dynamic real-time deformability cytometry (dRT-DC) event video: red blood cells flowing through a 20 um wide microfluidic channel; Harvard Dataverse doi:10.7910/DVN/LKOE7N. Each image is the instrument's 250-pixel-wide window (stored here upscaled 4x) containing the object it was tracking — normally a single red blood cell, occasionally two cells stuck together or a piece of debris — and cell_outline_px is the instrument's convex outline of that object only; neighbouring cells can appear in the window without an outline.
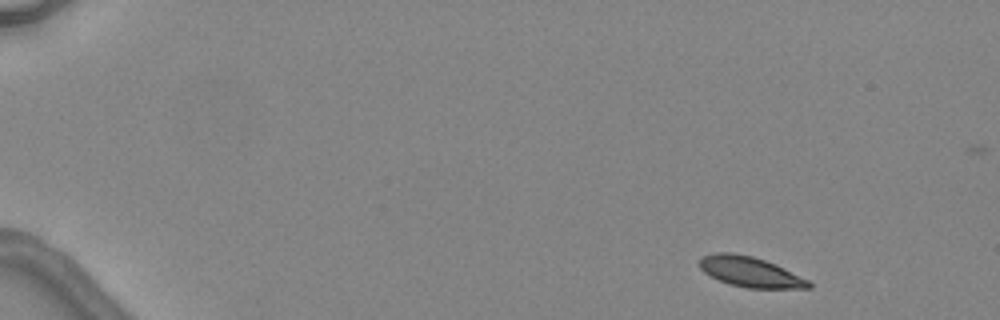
{"species": "common noctule bat (a hibernating species)", "species_latin": "Nyctalus noctula", "temperature_condition": "warm", "stored_images_in_passage": 5, "segment_of_instrument_passage": [1, 2], "camera_frame_rate_fps": 3000, "um_per_image_px": 0.085, "animal": {"sex": "female", "body_mass_g": 24.6, "forearm_length_mm": 56.2}, "frame": {"image": 1, "passage_image": 1, "time_ms": 0.0, "image_size_px": [1000, 320], "cell_outline_px": [[812, 288], [744, 288], [728, 284], [704, 272], [700, 268], [700, 260], [704, 256], [716, 252], [732, 252], [752, 256], [776, 264], [808, 280], [812, 284]], "centroid_in_image_um": [63.77, 23.11], "position_along_channel_um": 21.2, "area_um2": 19.13}}
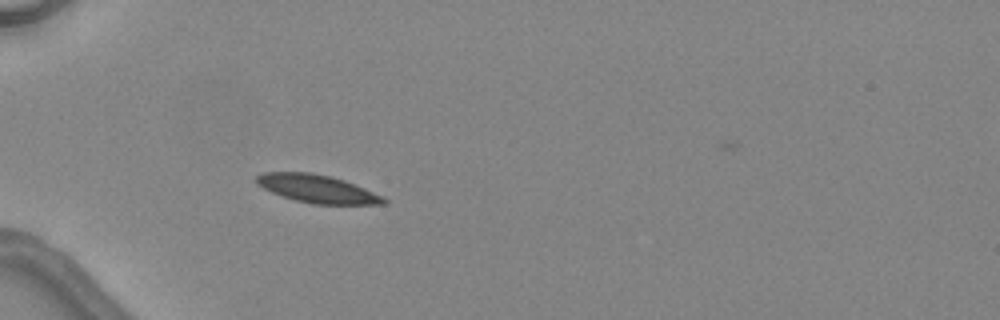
{"frame": {"image": 2, "passage_image": 4, "time_ms": 3.667, "image_size_px": [1000, 320], "cell_outline_px": [[388, 204], [312, 204], [296, 200], [272, 192], [256, 184], [252, 180], [256, 176], [264, 172], [312, 172], [332, 176], [344, 180], [384, 196], [388, 200]], "centroid_in_image_um": [26.97, 16.04], "position_along_channel_um": 58.0, "area_um2": 20.87}}